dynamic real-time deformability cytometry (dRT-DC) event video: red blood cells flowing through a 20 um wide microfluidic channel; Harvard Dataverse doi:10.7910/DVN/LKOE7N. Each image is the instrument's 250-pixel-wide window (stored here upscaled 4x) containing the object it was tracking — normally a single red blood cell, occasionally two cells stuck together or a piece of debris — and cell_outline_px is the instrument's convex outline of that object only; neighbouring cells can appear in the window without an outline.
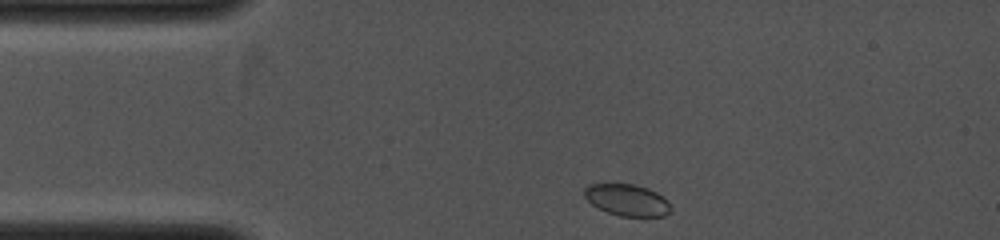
{"species": "common noctule bat (a hibernating species)", "species_latin": "Nyctalus noctula", "temperature_condition": "cold", "stored_images_in_passage": 30, "camera_frame_rate_fps": 4000, "um_per_image_px": 0.085, "animal": {"sex": "female", "body_mass_g": 19.0, "forearm_length_mm": 53.3}, "frame": {"image": 1, "passage_image": 1, "time_ms": 0.0, "image_size_px": [1000, 240], "cell_outline_px": [[672, 208], [664, 216], [620, 216], [608, 212], [592, 204], [584, 196], [584, 188], [588, 184], [632, 184], [648, 188], [656, 192], [668, 200]], "centroid_in_image_um": [53.31, 16.99], "position_along_channel_um": 31.7, "area_um2": 15.84}}
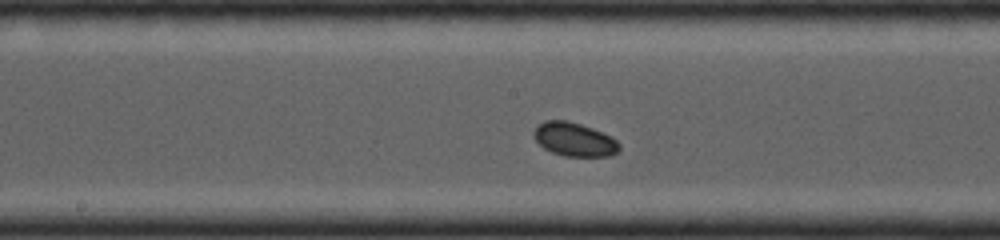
{"frame": {"image": 2, "passage_image": 18, "time_ms": 4.25, "image_size_px": [1000, 240], "cell_outline_px": [[620, 148], [616, 152], [608, 156], [564, 156], [552, 152], [544, 148], [532, 136], [532, 132], [544, 120], [568, 120], [592, 128], [612, 136], [620, 144]], "centroid_in_image_um": [48.81, 11.84], "position_along_channel_um": 199.4, "area_um2": 16.76}}
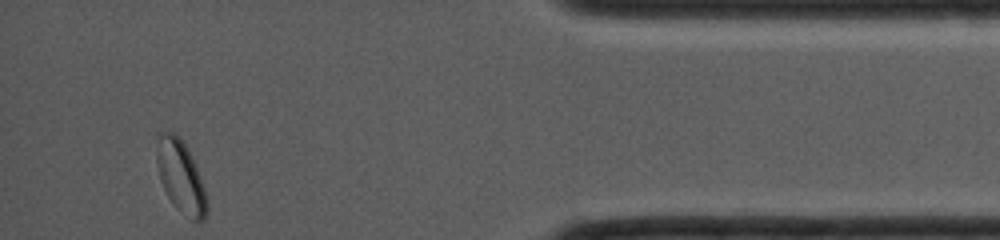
{"frame": {"image": 3, "passage_image": 30, "time_ms": 9.5, "image_size_px": [1000, 240], "cell_outline_px": [[208, 212], [204, 220], [200, 224], [196, 224], [176, 208], [172, 204], [160, 180], [156, 160], [156, 148], [160, 132], [172, 132], [180, 136], [188, 148], [200, 176], [208, 200]], "centroid_in_image_um": [15.39, 15.07], "position_along_channel_um": 419.8, "area_um2": 21.5}}